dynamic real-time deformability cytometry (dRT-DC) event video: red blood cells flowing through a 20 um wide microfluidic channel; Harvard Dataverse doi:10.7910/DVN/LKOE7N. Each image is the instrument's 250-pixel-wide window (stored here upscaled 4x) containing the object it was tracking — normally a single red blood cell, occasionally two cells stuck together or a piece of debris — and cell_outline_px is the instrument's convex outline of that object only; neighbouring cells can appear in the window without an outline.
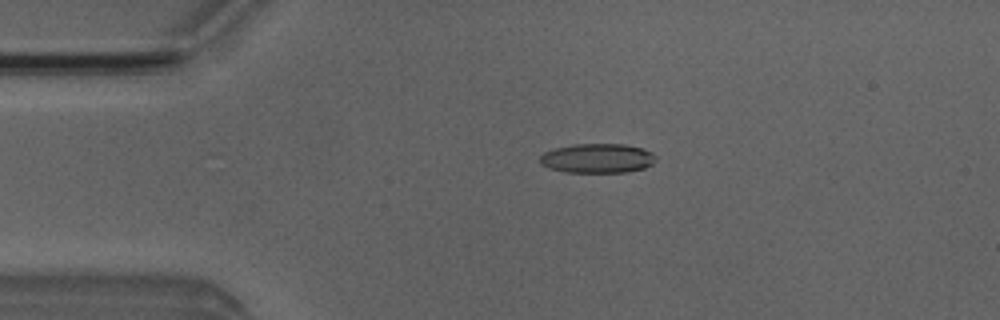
{"species": "Egyptian fruit bat (a non-hibernating species)", "species_latin": "Rousettus aegyptiacus", "temperature_condition": "room temperature", "stored_images_in_passage": 4, "camera_frame_rate_fps": 3000, "um_per_image_px": 0.085, "animal": {"sex": "male"}, "frame": {"image": 1, "passage_image": 3, "time_ms": 3.333, "image_size_px": [1000, 320], "cell_outline_px": [[656, 160], [652, 164], [644, 168], [628, 172], [564, 172], [548, 168], [540, 164], [540, 156], [544, 152], [556, 148], [572, 144], [624, 144], [644, 148], [652, 152], [656, 156]], "centroid_in_image_um": [50.79, 13.45], "position_along_channel_um": 34.2, "area_um2": 20.06}}